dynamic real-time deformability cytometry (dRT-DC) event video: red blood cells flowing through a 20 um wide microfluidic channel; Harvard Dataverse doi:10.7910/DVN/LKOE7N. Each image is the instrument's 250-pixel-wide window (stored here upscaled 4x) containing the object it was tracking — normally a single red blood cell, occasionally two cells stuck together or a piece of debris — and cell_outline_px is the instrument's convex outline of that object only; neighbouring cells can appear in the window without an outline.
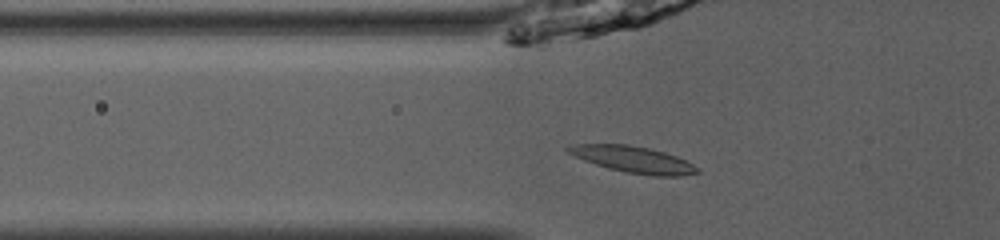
{"species": "common noctule bat (a hibernating species)", "species_latin": "Nyctalus noctula", "temperature_condition": "room temperature", "stored_images_in_passage": 49, "camera_frame_rate_fps": 3000, "um_per_image_px": 0.085, "animal": {"sex": "male", "body_mass_g": 13.0, "forearm_length_mm": 53.1}, "frame": {"image": 1, "passage_image": 19, "time_ms": 6.0, "image_size_px": [1000, 240], "cell_outline_px": [[700, 172], [680, 176], [652, 176], [624, 172], [608, 168], [584, 160], [568, 152], [564, 148], [572, 144], [628, 144], [648, 148], [664, 152], [676, 156], [700, 168]], "centroid_in_image_um": [53.83, 13.56], "position_along_channel_um": 72.0, "area_um2": 19.83}}
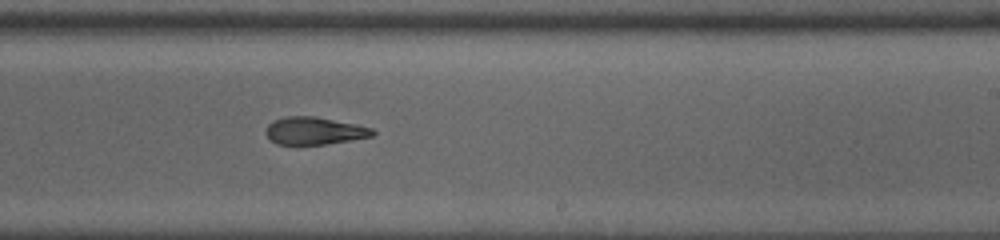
{"frame": {"image": 2, "passage_image": 33, "time_ms": 10.667, "image_size_px": [1000, 240], "cell_outline_px": [[376, 132], [372, 136], [328, 144], [276, 144], [264, 132], [268, 124], [272, 120], [284, 116], [316, 116], [356, 124], [372, 128]], "centroid_in_image_um": [26.7, 11.1], "position_along_channel_um": 262.3, "area_um2": 17.17}}
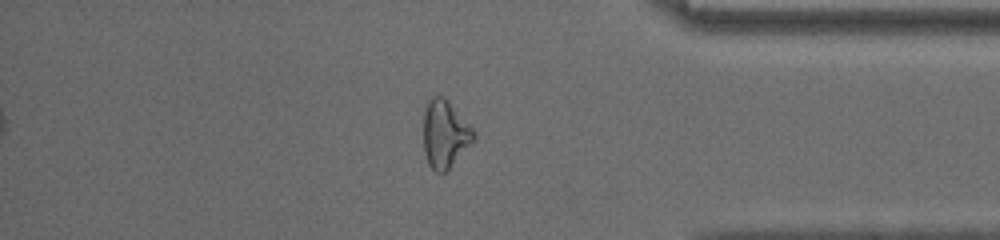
{"frame": {"image": 3, "passage_image": 44, "time_ms": 14.333, "image_size_px": [1000, 240], "cell_outline_px": [[476, 136], [448, 168], [444, 172], [436, 172], [428, 164], [424, 152], [424, 112], [428, 100], [432, 96], [444, 96], [448, 100], [476, 132]], "centroid_in_image_um": [37.79, 11.35], "position_along_channel_um": 397.4, "area_um2": 19.36}}